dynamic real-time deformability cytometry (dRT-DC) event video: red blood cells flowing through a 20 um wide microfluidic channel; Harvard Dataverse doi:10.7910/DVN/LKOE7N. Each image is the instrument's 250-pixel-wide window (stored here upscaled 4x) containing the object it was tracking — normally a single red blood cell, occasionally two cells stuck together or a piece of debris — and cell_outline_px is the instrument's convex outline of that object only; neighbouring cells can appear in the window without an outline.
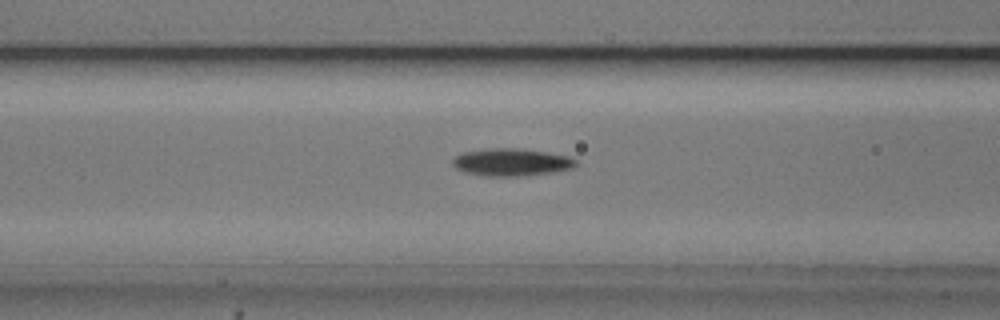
{"species": "common noctule bat (a hibernating species)", "species_latin": "Nyctalus noctula", "temperature_condition": "cold", "stored_images_in_passage": 16, "camera_frame_rate_fps": 3000, "um_per_image_px": 0.085, "animal": {"sex": "male", "body_mass_g": 20.5, "forearm_length_mm": 52.5}, "frame": {"image": 1, "passage_image": 5, "time_ms": 1.333, "image_size_px": [1000, 320], "cell_outline_px": [[580, 164], [572, 168], [556, 172], [516, 176], [488, 176], [464, 172], [456, 168], [452, 164], [452, 160], [456, 156], [464, 152], [488, 148], [520, 148], [548, 152], [568, 156], [576, 160]], "centroid_in_image_um": [43.51, 13.78], "position_along_channel_um": 123.1, "area_um2": 19.83}}
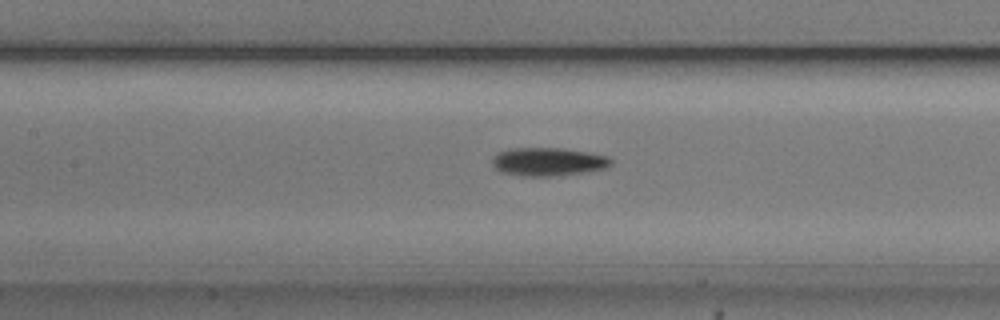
{"frame": {"image": 2, "passage_image": 8, "time_ms": 2.333, "image_size_px": [1000, 320], "cell_outline_px": [[612, 164], [604, 168], [580, 172], [552, 176], [520, 176], [500, 172], [492, 164], [492, 156], [496, 152], [512, 148], [564, 148], [608, 156], [612, 160]], "centroid_in_image_um": [46.52, 13.74], "position_along_channel_um": 160.9, "area_um2": 19.54}}
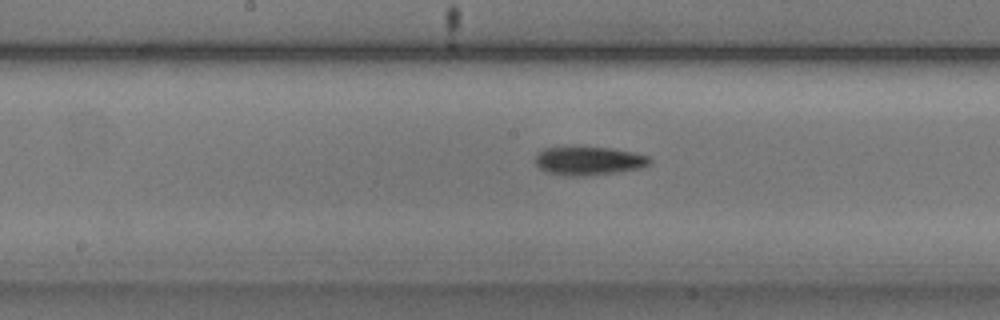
{"frame": {"image": 3, "passage_image": 11, "time_ms": 3.333, "image_size_px": [1000, 320], "cell_outline_px": [[652, 164], [644, 168], [616, 172], [584, 176], [564, 176], [548, 172], [540, 168], [536, 164], [536, 156], [544, 148], [572, 144], [616, 148], [648, 156], [652, 160]], "centroid_in_image_um": [50.06, 13.63], "position_along_channel_um": 198.1, "area_um2": 19.94}}